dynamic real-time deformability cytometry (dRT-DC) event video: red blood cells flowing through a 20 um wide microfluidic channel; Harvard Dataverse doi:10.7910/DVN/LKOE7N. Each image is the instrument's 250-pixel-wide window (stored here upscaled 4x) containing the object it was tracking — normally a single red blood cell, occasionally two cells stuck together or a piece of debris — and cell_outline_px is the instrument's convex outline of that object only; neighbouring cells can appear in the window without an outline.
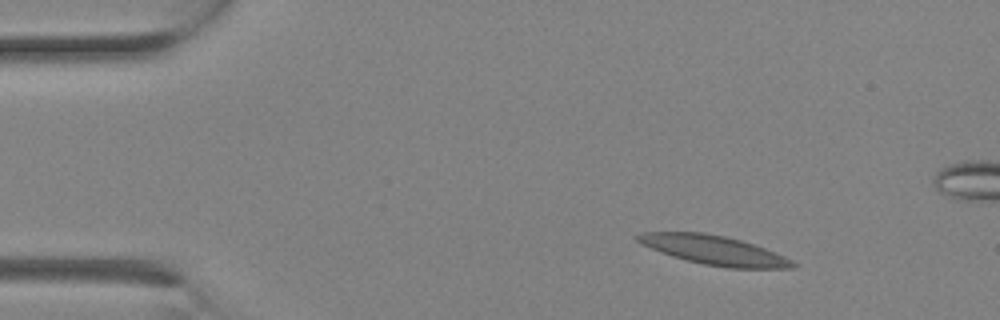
{"species": "Egyptian fruit bat (a non-hibernating species)", "species_latin": "Rousettus aegyptiacus", "temperature_condition": "room temperature", "stored_images_in_passage": 3, "camera_frame_rate_fps": 3000, "um_per_image_px": 0.085, "animal": {"sex": "female"}, "frame": {"image": 1, "passage_image": 2, "time_ms": 0.333, "image_size_px": [1000, 320], "cell_outline_px": [[796, 268], [728, 268], [704, 264], [672, 256], [660, 252], [640, 244], [636, 240], [636, 236], [640, 232], [704, 232], [724, 236], [740, 240], [776, 252], [792, 260], [796, 264]], "centroid_in_image_um": [60.68, 21.26], "position_along_channel_um": 24.3, "area_um2": 26.24}}